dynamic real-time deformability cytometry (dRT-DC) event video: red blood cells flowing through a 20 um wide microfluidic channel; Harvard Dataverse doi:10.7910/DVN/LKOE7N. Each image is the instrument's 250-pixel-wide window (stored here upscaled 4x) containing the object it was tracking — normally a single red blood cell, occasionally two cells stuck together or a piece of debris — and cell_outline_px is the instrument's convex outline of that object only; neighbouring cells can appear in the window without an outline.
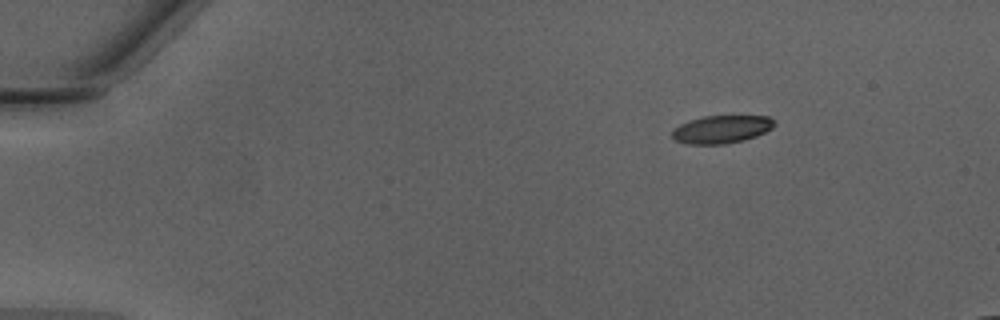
{"species": "Egyptian fruit bat (a non-hibernating species)", "species_latin": "Rousettus aegyptiacus", "temperature_condition": "warm", "stored_images_in_passage": 3, "camera_frame_rate_fps": 3000, "um_per_image_px": 0.085, "animal": {"sex": "male"}, "frame": {"image": 1, "passage_image": 1, "time_ms": 0.0, "image_size_px": [1000, 320], "cell_outline_px": [[776, 124], [772, 128], [756, 136], [744, 140], [724, 144], [684, 144], [676, 140], [672, 136], [672, 128], [688, 120], [704, 116], [768, 116], [776, 120]], "centroid_in_image_um": [61.32, 10.99], "position_along_channel_um": 23.7, "area_um2": 16.76}}